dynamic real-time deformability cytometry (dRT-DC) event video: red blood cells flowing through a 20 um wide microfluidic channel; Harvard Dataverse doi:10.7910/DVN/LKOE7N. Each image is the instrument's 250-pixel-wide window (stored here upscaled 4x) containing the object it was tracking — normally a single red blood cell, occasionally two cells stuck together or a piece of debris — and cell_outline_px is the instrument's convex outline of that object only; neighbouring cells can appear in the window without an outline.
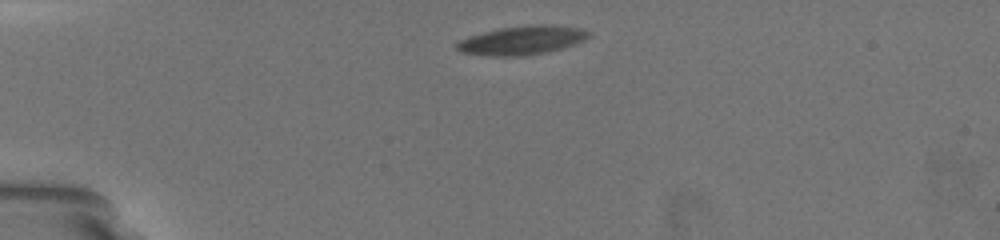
{"species": "common noctule bat (a hibernating species)", "species_latin": "Nyctalus noctula", "temperature_condition": "warm", "stored_images_in_passage": 30, "camera_frame_rate_fps": 3000, "um_per_image_px": 0.085, "animal": {"sex": "female", "body_mass_g": 19.5, "forearm_length_mm": 54.1}, "frame": {"image": 1, "passage_image": 1, "time_ms": 0.0, "image_size_px": [1000, 240], "cell_outline_px": [[592, 32], [588, 36], [572, 44], [560, 48], [544, 52], [516, 56], [492, 56], [464, 52], [456, 48], [456, 44], [460, 40], [484, 32], [500, 28], [528, 24], [552, 24], [580, 28]], "centroid_in_image_um": [44.37, 3.4], "position_along_channel_um": 40.6, "area_um2": 21.62}}
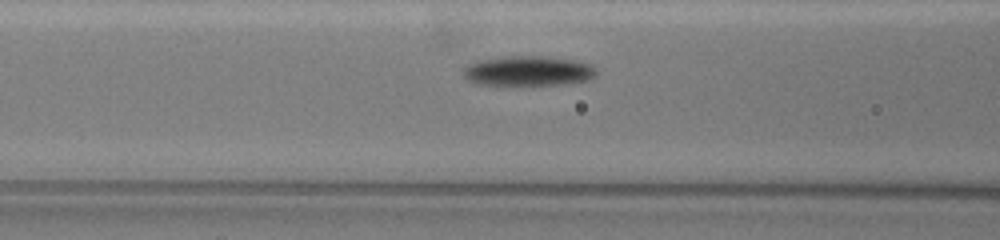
{"frame": {"image": 2, "passage_image": 10, "time_ms": 3.667, "image_size_px": [1000, 240], "cell_outline_px": [[596, 72], [592, 76], [584, 80], [556, 84], [480, 84], [468, 80], [464, 76], [464, 68], [468, 64], [476, 60], [508, 56], [536, 56], [572, 60], [588, 64]], "centroid_in_image_um": [44.78, 6.01], "position_along_channel_um": 121.8, "area_um2": 22.31}}
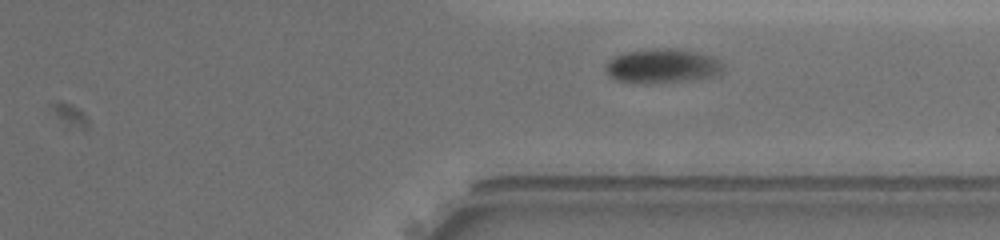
{"frame": {"image": 3, "passage_image": 26, "time_ms": 10.333, "image_size_px": [1000, 240], "cell_outline_px": [[724, 68], [720, 76], [692, 80], [656, 84], [648, 84], [616, 80], [608, 76], [608, 64], [616, 56], [628, 52], [668, 48], [672, 48], [692, 52], [708, 56], [716, 60]], "centroid_in_image_um": [56.35, 5.66], "position_along_channel_um": 355.1, "area_um2": 23.0}, "authors_computed_cell_mechanics": {"area_um2": 22.3108, "velocity_mm_per_s": 3.5039, "shape_relaxation_time_tau1_ms": 3.759, "shape_relaxation_time_tau2_ms": null, "deformation_change_tau1": 0.1204, "deformation_change_tau2": null}}